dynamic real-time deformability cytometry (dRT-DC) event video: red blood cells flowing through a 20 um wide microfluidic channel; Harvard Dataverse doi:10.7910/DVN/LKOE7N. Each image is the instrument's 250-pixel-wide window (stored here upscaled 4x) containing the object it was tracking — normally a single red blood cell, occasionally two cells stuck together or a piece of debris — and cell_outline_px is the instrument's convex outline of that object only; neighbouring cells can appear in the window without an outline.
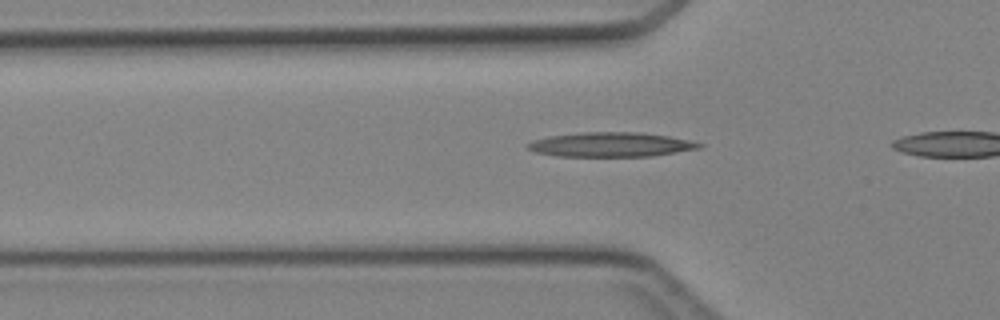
{"species": "Egyptian fruit bat (a non-hibernating species)", "species_latin": "Rousettus aegyptiacus", "temperature_condition": "cold", "stored_images_in_passage": 26, "camera_frame_rate_fps": 3000, "um_per_image_px": 0.085, "animal": {"sex": "female"}, "frame": {"image": 1, "passage_image": 5, "time_ms": 1.333, "image_size_px": [1000, 320], "cell_outline_px": [[704, 144], [700, 148], [652, 156], [556, 156], [536, 152], [528, 148], [524, 144], [532, 140], [552, 136], [584, 132], [640, 132], [668, 136], [692, 140]], "centroid_in_image_um": [51.94, 12.29], "position_along_channel_um": 73.9, "area_um2": 24.39}}
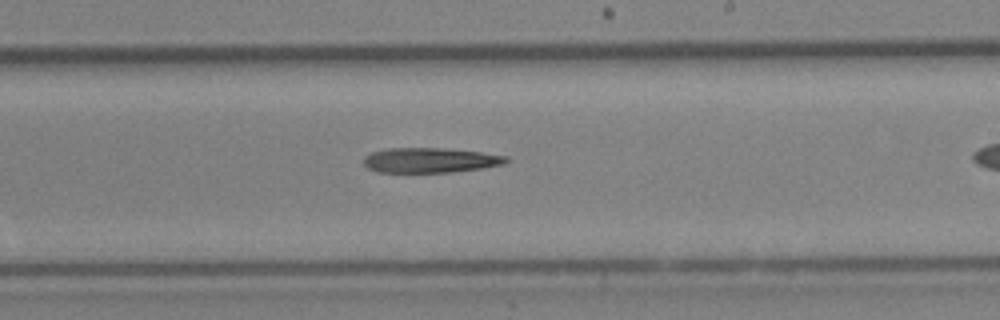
{"frame": {"image": 2, "passage_image": 17, "time_ms": 5.333, "image_size_px": [1000, 320], "cell_outline_px": [[508, 160], [504, 164], [480, 168], [452, 172], [376, 172], [368, 168], [364, 164], [364, 156], [372, 152], [388, 148], [444, 148], [480, 152], [508, 156]], "centroid_in_image_um": [36.54, 13.61], "position_along_channel_um": 252.5, "area_um2": 20.63}}
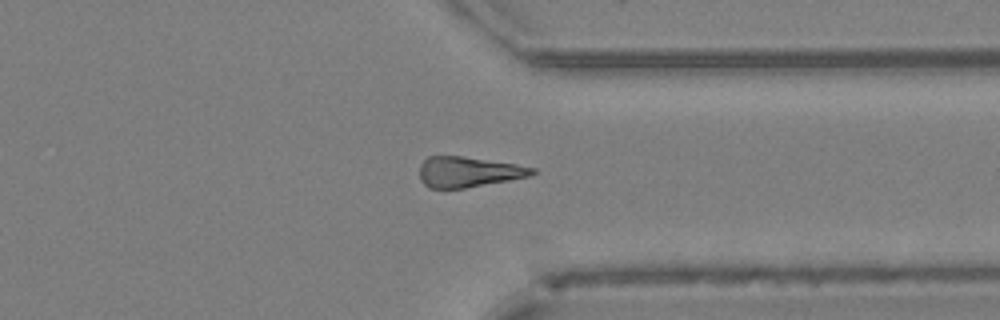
{"frame": {"image": 3, "passage_image": 25, "time_ms": 8.0, "image_size_px": [1000, 320], "cell_outline_px": [[536, 172], [532, 176], [464, 188], [428, 188], [420, 180], [420, 164], [428, 156], [460, 156], [516, 164], [536, 168]], "centroid_in_image_um": [39.82, 14.61], "position_along_channel_um": 371.6, "area_um2": 19.94}}